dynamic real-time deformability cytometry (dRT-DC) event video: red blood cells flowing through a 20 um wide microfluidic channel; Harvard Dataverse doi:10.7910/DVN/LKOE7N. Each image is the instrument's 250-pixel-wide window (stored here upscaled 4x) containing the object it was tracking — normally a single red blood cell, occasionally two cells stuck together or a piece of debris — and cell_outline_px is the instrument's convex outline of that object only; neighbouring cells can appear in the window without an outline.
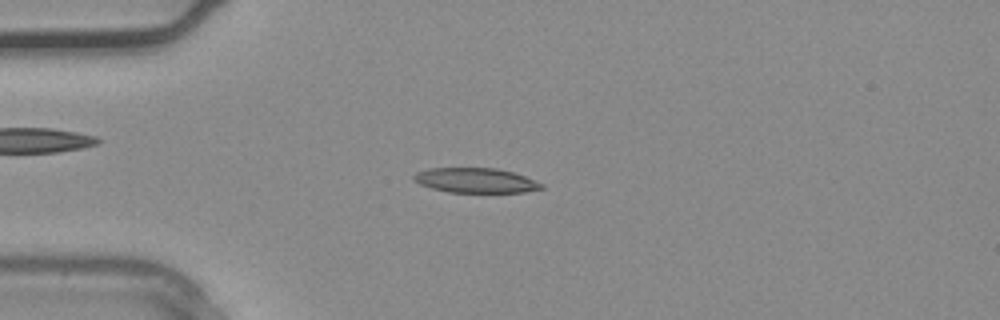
{"species": "common noctule bat (a hibernating species)", "species_latin": "Nyctalus noctula", "temperature_condition": "warm", "stored_images_in_passage": 32, "camera_frame_rate_fps": 3000, "um_per_image_px": 0.085, "animal": {"sex": "male", "body_mass_g": 20.4}, "frame": {"image": 1, "passage_image": 5, "time_ms": 1.333, "image_size_px": [1000, 320], "cell_outline_px": [[544, 188], [524, 192], [448, 192], [432, 188], [420, 184], [412, 180], [412, 176], [416, 172], [428, 168], [496, 168], [512, 172], [524, 176], [544, 184]], "centroid_in_image_um": [40.4, 15.33], "position_along_channel_um": 44.6, "area_um2": 18.44}}